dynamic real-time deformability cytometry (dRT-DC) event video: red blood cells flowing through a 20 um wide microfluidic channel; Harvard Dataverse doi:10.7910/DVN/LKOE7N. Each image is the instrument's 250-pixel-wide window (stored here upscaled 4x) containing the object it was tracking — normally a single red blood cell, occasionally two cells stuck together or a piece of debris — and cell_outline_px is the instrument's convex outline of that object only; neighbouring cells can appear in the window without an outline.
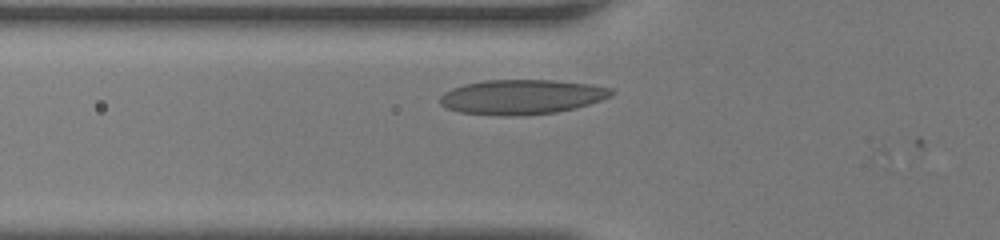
{"species": "human", "species_latin": "Homo sapiens", "temperature_condition": "room temperature", "stored_images_in_passage": 32, "camera_frame_rate_fps": 3000, "um_per_image_px": 0.085, "donor": {"sex": "female"}, "frame": {"image": 1, "passage_image": 6, "time_ms": 1.667, "image_size_px": [1000, 240], "cell_outline_px": [[616, 92], [612, 96], [576, 108], [556, 112], [524, 116], [496, 116], [460, 112], [448, 108], [440, 104], [440, 96], [444, 92], [452, 88], [464, 84], [484, 80], [552, 80], [592, 84], [612, 88]], "centroid_in_image_um": [44.36, 8.24], "position_along_channel_um": 81.4, "area_um2": 35.03}}
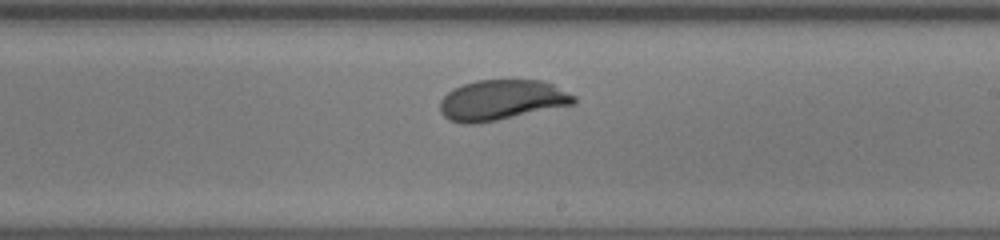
{"frame": {"image": 2, "passage_image": 20, "time_ms": 6.333, "image_size_px": [1000, 240], "cell_outline_px": [[576, 104], [476, 124], [460, 124], [448, 120], [440, 112], [440, 100], [448, 92], [464, 84], [476, 80], [540, 80], [552, 84], [576, 96]], "centroid_in_image_um": [42.63, 8.51], "position_along_channel_um": 246.4, "area_um2": 31.44}}
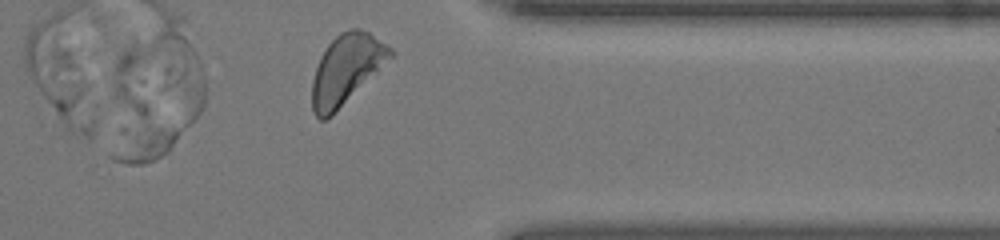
{"frame": {"image": 3, "passage_image": 32, "time_ms": 10.333, "image_size_px": [1000, 240], "cell_outline_px": [[396, 52], [332, 116], [324, 120], [320, 120], [312, 112], [312, 80], [320, 56], [328, 44], [340, 32], [348, 28], [360, 28], [368, 32], [392, 48]], "centroid_in_image_um": [29.41, 5.88], "position_along_channel_um": 382.0, "area_um2": 31.44}, "authors_computed_cell_mechanics": {"area_um2": 31.7322, "velocity_mm_per_s": 3.5479, "shape_relaxation_time_tau1_ms": 3.9964, "shape_relaxation_time_tau2_ms": null, "deformation_change_tau1": 0.1548, "deformation_change_tau2": null}}